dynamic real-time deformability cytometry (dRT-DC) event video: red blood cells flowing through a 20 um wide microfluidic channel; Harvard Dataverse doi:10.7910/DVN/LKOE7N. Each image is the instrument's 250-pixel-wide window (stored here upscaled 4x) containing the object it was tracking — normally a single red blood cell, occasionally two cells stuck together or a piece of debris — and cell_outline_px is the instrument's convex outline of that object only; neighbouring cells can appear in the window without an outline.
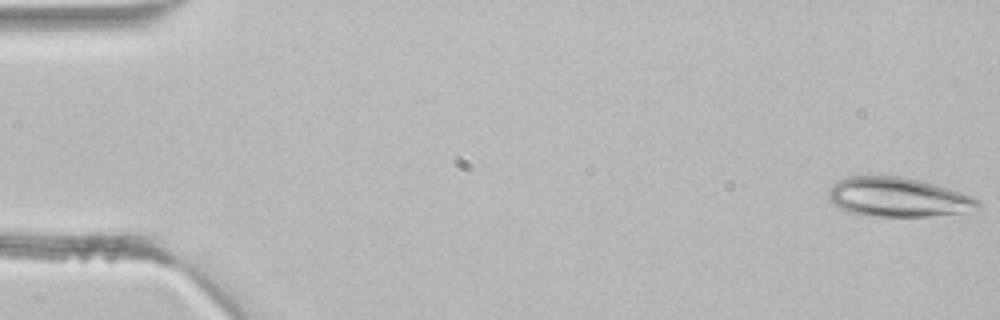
{"species": "common noctule bat (a hibernating species)", "species_latin": "Nyctalus noctula", "temperature_condition": "room temperature", "stored_images_in_passage": 9, "camera_frame_rate_fps": 3000, "um_per_image_px": 0.085, "animal": {"sex": "male", "body_mass_g": 21.5, "forearm_length_mm": 52.0}, "frame": {"image": 1, "passage_image": 1, "time_ms": 0.0, "image_size_px": [1000, 320], "cell_outline_px": [[980, 208], [964, 212], [928, 216], [876, 216], [848, 212], [840, 208], [828, 200], [828, 192], [832, 184], [836, 180], [848, 176], [900, 176], [920, 180], [936, 184], [972, 196], [980, 200]], "centroid_in_image_um": [76.31, 16.75], "position_along_channel_um": 8.7, "area_um2": 34.33}}